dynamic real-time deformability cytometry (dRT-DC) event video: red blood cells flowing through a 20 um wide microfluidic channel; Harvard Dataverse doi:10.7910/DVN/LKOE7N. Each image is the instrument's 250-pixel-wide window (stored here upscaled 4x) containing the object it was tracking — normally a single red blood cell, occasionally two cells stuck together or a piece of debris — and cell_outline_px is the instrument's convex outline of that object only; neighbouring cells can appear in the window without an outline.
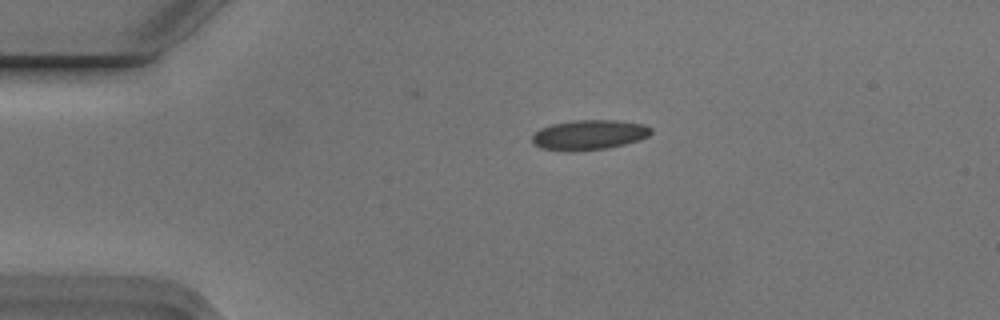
{"species": "Egyptian fruit bat (a non-hibernating species)", "species_latin": "Rousettus aegyptiacus", "temperature_condition": "cold", "stored_images_in_passage": 3, "camera_frame_rate_fps": 3000, "um_per_image_px": 0.085, "animal": {"sex": "male"}, "frame": {"image": 1, "passage_image": 1, "time_ms": 0.0, "image_size_px": [1000, 320], "cell_outline_px": [[652, 132], [648, 136], [640, 140], [608, 148], [572, 152], [568, 152], [540, 148], [532, 144], [532, 136], [540, 128], [552, 124], [572, 120], [616, 120], [644, 124], [652, 128]], "centroid_in_image_um": [50.06, 11.47], "position_along_channel_um": 34.9, "area_um2": 21.04}}
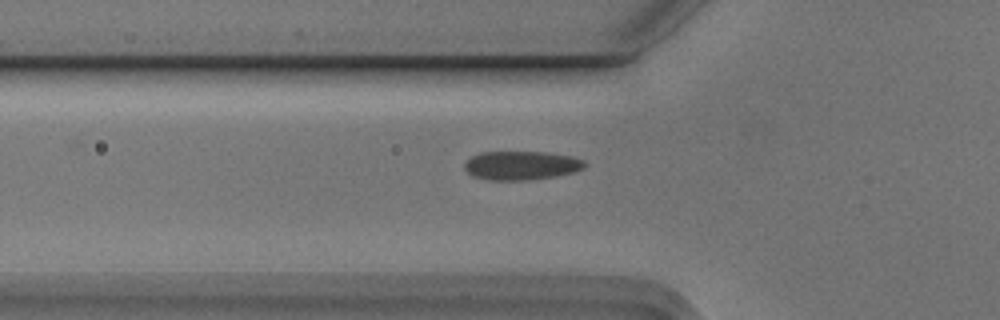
{"frame": {"image": 2, "passage_image": 3, "time_ms": 0.667, "image_size_px": [1000, 320], "cell_outline_px": [[588, 164], [584, 168], [576, 172], [556, 176], [528, 180], [488, 180], [472, 176], [464, 168], [464, 164], [472, 156], [480, 152], [548, 152], [572, 156], [584, 160]], "centroid_in_image_um": [44.35, 14.06], "position_along_channel_um": 81.4, "area_um2": 20.4}}